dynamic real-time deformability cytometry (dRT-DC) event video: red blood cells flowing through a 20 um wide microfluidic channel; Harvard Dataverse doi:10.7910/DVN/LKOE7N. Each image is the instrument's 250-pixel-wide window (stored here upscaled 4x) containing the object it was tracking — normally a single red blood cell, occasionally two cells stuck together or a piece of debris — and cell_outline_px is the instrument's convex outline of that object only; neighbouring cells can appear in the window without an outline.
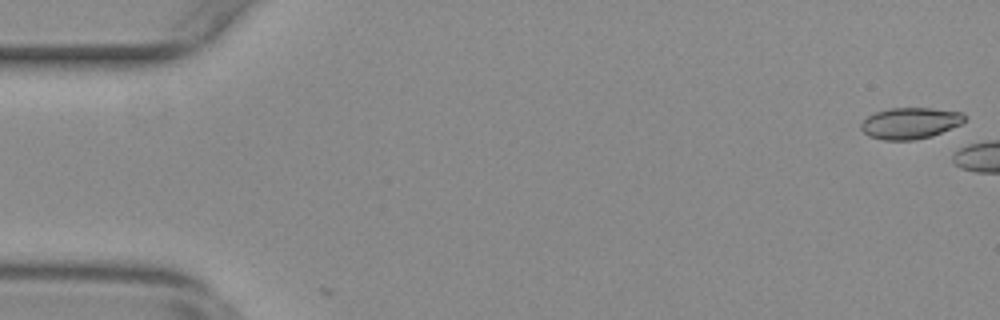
{"species": "common noctule bat (a hibernating species)", "species_latin": "Nyctalus noctula", "temperature_condition": "warm", "stored_images_in_passage": 2, "camera_frame_rate_fps": 3000, "um_per_image_px": 0.085, "animal": {"sex": "female", "body_mass_g": 29.2, "forearm_length_mm": 56.3}, "frame": {"image": 1, "passage_image": 1, "time_ms": 0.0, "image_size_px": [1000, 320], "cell_outline_px": [[968, 116], [960, 124], [932, 136], [912, 140], [884, 140], [868, 136], [860, 128], [860, 124], [868, 116], [876, 112], [888, 108], [932, 108], [964, 112]], "centroid_in_image_um": [77.37, 10.46], "position_along_channel_um": 7.6, "area_um2": 18.96}}